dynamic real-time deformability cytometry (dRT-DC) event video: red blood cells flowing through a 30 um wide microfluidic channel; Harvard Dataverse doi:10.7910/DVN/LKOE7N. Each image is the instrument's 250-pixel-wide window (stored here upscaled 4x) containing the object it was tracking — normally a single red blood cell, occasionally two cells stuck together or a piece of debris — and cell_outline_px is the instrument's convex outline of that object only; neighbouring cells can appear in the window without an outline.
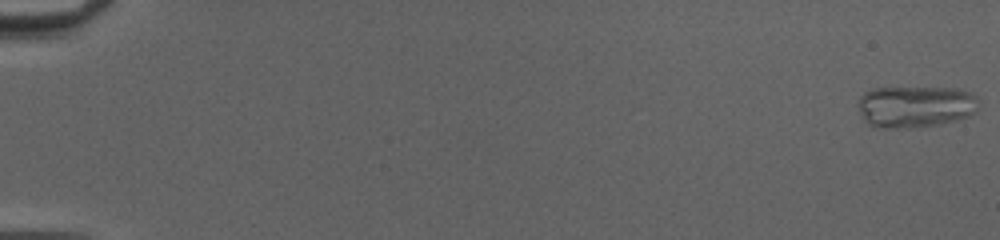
{"species": "common noctule bat (a hibernating species)", "species_latin": "Nyctalus noctula", "temperature_condition": "cold", "stored_images_in_passage": 51, "camera_frame_rate_fps": 3000, "um_per_image_px": 0.085, "animal": {"sex": "female", "body_mass_g": 20.0, "forearm_length_mm": 54.0}, "frame": {"image": 1, "passage_image": 1, "time_ms": 0.0, "image_size_px": [1000, 240], "cell_outline_px": [[980, 100], [976, 112], [968, 116], [956, 120], [940, 124], [908, 128], [884, 128], [868, 124], [864, 120], [856, 104], [860, 96], [864, 92], [872, 88], [956, 88], [972, 92]], "centroid_in_image_um": [77.81, 9.05], "position_along_channel_um": 7.2, "area_um2": 29.71}}
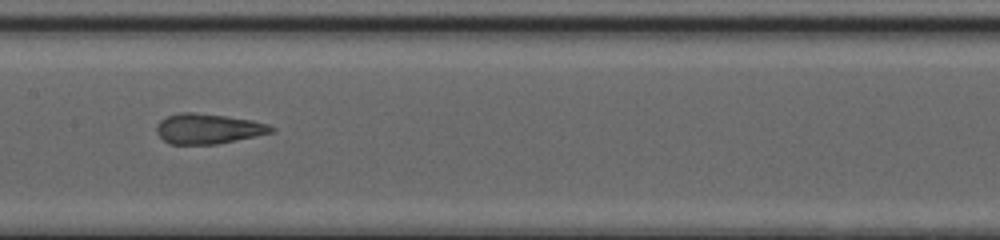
{"frame": {"image": 2, "passage_image": 28, "time_ms": 9.0, "image_size_px": [1000, 240], "cell_outline_px": [[276, 128], [272, 132], [256, 136], [216, 144], [168, 144], [156, 132], [156, 124], [160, 120], [168, 116], [180, 112], [192, 112], [224, 116], [252, 120], [268, 124]], "centroid_in_image_um": [17.67, 10.94], "position_along_channel_um": 189.7, "area_um2": 20.06}}
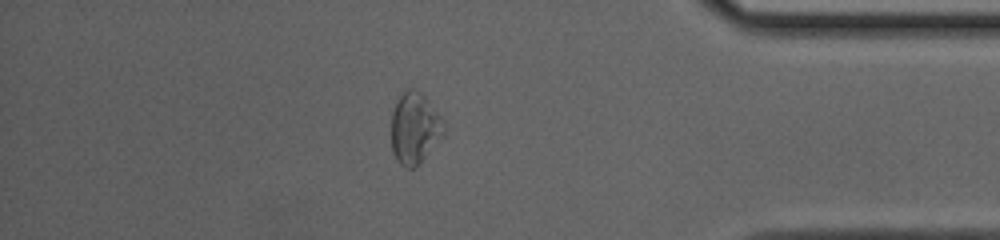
{"frame": {"image": 3, "passage_image": 45, "time_ms": 14.667, "image_size_px": [1000, 240], "cell_outline_px": [[444, 132], [424, 156], [412, 168], [408, 168], [400, 164], [396, 160], [392, 152], [392, 112], [396, 100], [408, 88], [416, 88], [424, 96], [444, 120]], "centroid_in_image_um": [35.21, 10.85], "position_along_channel_um": 400.0, "area_um2": 21.27}, "authors_computed_cell_mechanics": {"area_um2": 21.386, "velocity_mm_per_s": 4.1605, "shape_relaxation_time_tau1_ms": null, "shape_relaxation_time_tau2_ms": 1.1645, "deformation_change_tau1": null, "deformation_change_tau2": 0.0701}}